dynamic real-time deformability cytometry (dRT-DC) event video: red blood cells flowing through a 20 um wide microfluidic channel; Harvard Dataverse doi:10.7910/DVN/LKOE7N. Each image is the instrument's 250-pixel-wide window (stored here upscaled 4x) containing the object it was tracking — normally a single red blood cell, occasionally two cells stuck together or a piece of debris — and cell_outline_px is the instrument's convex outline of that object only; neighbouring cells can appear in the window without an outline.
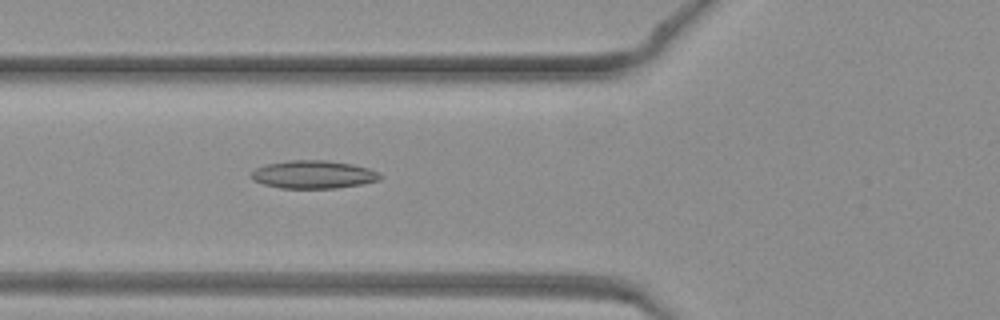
{"species": "common noctule bat (a hibernating species)", "species_latin": "Nyctalus noctula", "temperature_condition": "warm", "stored_images_in_passage": 37, "camera_frame_rate_fps": 3000, "um_per_image_px": 0.085, "animal": {"sex": "female", "body_mass_g": 19.3, "forearm_length_mm": 54.1}, "frame": {"image": 1, "passage_image": 9, "time_ms": 2.667, "image_size_px": [1000, 320], "cell_outline_px": [[384, 176], [380, 180], [360, 184], [336, 188], [280, 188], [264, 184], [252, 180], [252, 172], [256, 168], [268, 164], [288, 160], [328, 160], [352, 164], [368, 168], [380, 172]], "centroid_in_image_um": [26.68, 14.83], "position_along_channel_um": 99.1, "area_um2": 21.04}}
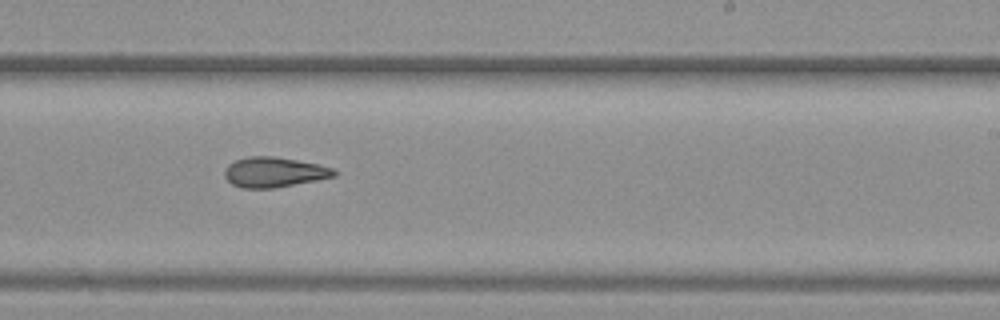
{"frame": {"image": 2, "passage_image": 20, "time_ms": 6.333, "image_size_px": [1000, 320], "cell_outline_px": [[336, 176], [316, 180], [272, 188], [240, 188], [232, 184], [224, 176], [224, 168], [228, 164], [236, 160], [248, 156], [276, 156], [320, 164], [332, 168], [336, 172]], "centroid_in_image_um": [23.27, 14.62], "position_along_channel_um": 265.7, "area_um2": 19.25}}
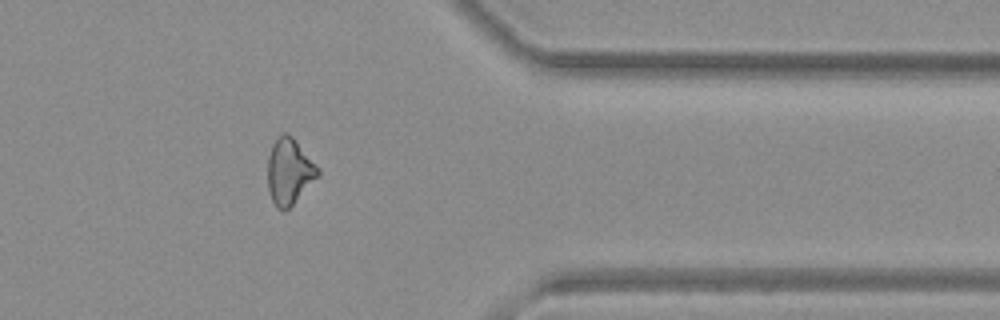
{"frame": {"image": 3, "passage_image": 29, "time_ms": 9.333, "image_size_px": [1000, 320], "cell_outline_px": [[320, 176], [284, 212], [276, 208], [272, 200], [268, 188], [268, 156], [272, 144], [276, 136], [284, 132], [288, 132], [292, 136], [320, 168]], "centroid_in_image_um": [24.59, 14.55], "position_along_channel_um": 386.8, "area_um2": 19.54}}